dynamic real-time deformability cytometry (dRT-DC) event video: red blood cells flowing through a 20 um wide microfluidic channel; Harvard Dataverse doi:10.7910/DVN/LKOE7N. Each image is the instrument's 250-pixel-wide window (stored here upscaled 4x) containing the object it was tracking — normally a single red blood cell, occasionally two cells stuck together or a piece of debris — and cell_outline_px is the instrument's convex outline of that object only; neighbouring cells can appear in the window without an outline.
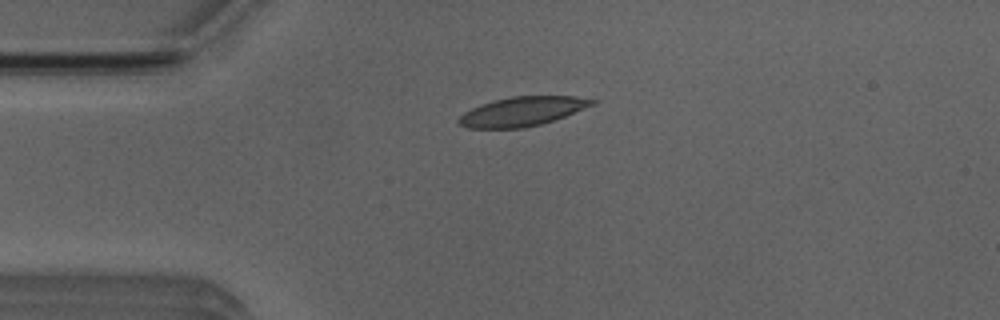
{"species": "Egyptian fruit bat (a non-hibernating species)", "species_latin": "Rousettus aegyptiacus", "temperature_condition": "room temperature", "stored_images_in_passage": 4, "camera_frame_rate_fps": 3000, "um_per_image_px": 0.085, "animal": {"sex": "male"}, "frame": {"image": 1, "passage_image": 4, "time_ms": 3.333, "image_size_px": [1000, 320], "cell_outline_px": [[596, 104], [564, 116], [540, 124], [524, 128], [468, 128], [460, 124], [456, 120], [464, 112], [480, 104], [492, 100], [512, 96], [576, 96], [596, 100]], "centroid_in_image_um": [44.37, 9.46], "position_along_channel_um": 40.6, "area_um2": 22.66}}